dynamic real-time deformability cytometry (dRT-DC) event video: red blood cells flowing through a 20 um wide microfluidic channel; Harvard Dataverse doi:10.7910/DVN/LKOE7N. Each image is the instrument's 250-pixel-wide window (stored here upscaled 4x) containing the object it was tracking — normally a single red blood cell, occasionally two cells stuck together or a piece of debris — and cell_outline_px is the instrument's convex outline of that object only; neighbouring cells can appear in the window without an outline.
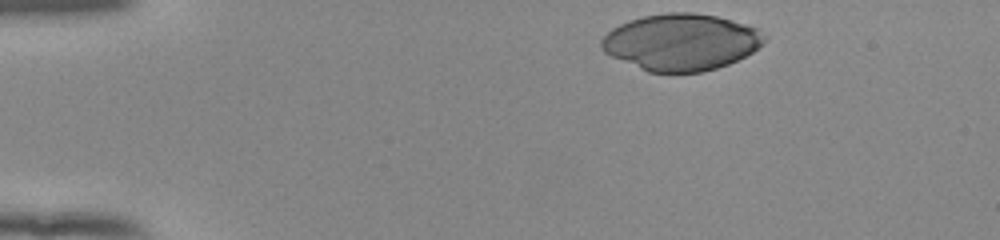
{"species": "human", "species_latin": "Homo sapiens", "temperature_condition": "room temperature", "stored_images_in_passage": 37, "camera_frame_rate_fps": 3000, "um_per_image_px": 0.085, "donor": {"sex": "female"}, "frame": {"image": 1, "passage_image": 1, "time_ms": 0.0, "image_size_px": [1000, 240], "cell_outline_px": [[764, 44], [752, 52], [728, 64], [704, 72], [648, 72], [612, 56], [604, 52], [600, 48], [600, 40], [612, 28], [620, 24], [644, 16], [668, 12], [692, 12], [716, 16], [732, 20], [760, 28], [764, 36]], "centroid_in_image_um": [57.9, 3.57], "position_along_channel_um": 27.1, "area_um2": 53.64}}